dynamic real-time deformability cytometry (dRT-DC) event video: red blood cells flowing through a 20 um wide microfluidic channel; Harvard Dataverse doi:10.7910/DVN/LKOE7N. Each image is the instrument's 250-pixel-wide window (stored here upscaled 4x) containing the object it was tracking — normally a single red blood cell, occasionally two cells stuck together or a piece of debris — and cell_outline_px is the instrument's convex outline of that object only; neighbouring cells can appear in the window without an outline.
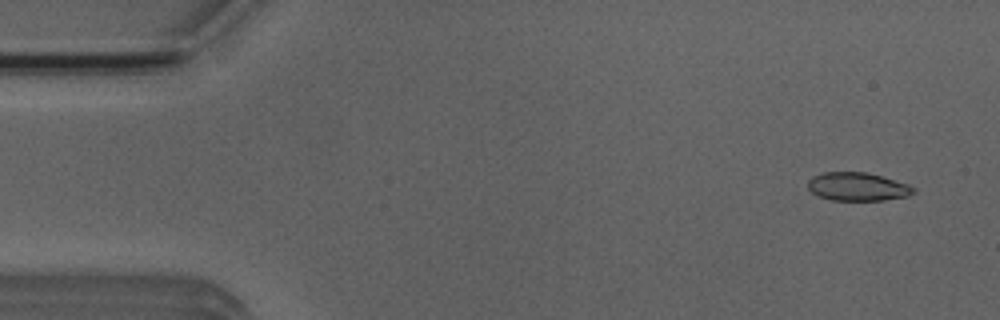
{"species": "Egyptian fruit bat (a non-hibernating species)", "species_latin": "Rousettus aegyptiacus", "temperature_condition": "room temperature", "stored_images_in_passage": 52, "camera_frame_rate_fps": 3000, "um_per_image_px": 0.085, "animal": {"sex": "male"}, "frame": {"image": 1, "passage_image": 3, "time_ms": 0.667, "image_size_px": [1000, 320], "cell_outline_px": [[916, 192], [908, 196], [884, 200], [832, 200], [820, 196], [812, 192], [808, 188], [808, 180], [812, 176], [824, 172], [864, 172], [880, 176], [908, 184], [916, 188]], "centroid_in_image_um": [72.9, 15.87], "position_along_channel_um": 12.1, "area_um2": 17.34}}
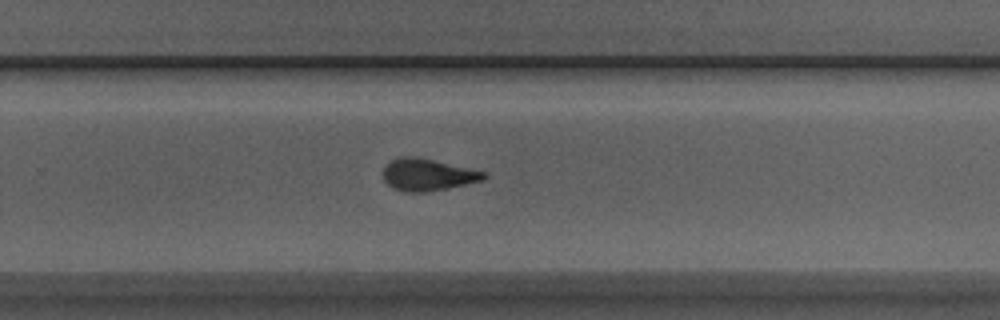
{"frame": {"image": 2, "passage_image": 33, "time_ms": 10.667, "image_size_px": [1000, 320], "cell_outline_px": [[488, 176], [484, 180], [448, 188], [424, 192], [408, 192], [392, 188], [384, 180], [384, 168], [392, 160], [404, 156], [416, 156], [468, 168], [484, 172]], "centroid_in_image_um": [36.35, 14.86], "position_along_channel_um": 293.4, "area_um2": 18.5}}
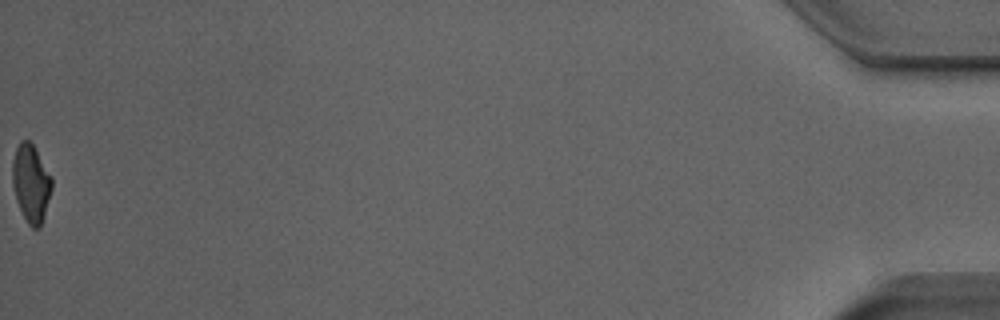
{"frame": {"image": 3, "passage_image": 52, "time_ms": 17.0, "image_size_px": [1000, 320], "cell_outline_px": [[52, 188], [40, 228], [32, 228], [28, 224], [16, 200], [12, 184], [12, 164], [16, 148], [20, 140], [28, 140], [32, 144], [52, 176]], "centroid_in_image_um": [2.63, 15.57], "position_along_channel_um": 432.6, "area_um2": 17.69}, "authors_computed_cell_mechanics": {"area_um2": 18.3515, "velocity_mm_per_s": 3.9273, "shape_relaxation_time_tau1_ms": 7.4925, "shape_relaxation_time_tau2_ms": 1.8426, "deformation_change_tau1": 0.2476, "deformation_change_tau2": 0.0911}}